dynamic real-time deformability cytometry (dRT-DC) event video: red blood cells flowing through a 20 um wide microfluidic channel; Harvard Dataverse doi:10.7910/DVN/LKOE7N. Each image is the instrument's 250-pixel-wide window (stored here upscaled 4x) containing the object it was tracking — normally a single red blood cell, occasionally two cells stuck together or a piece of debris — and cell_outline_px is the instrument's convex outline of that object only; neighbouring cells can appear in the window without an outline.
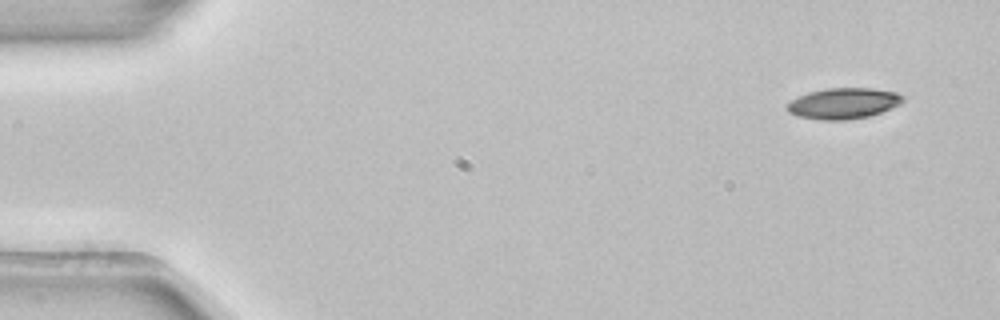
{"species": "common noctule bat (a hibernating species)", "species_latin": "Nyctalus noctula", "temperature_condition": "room temperature", "stored_images_in_passage": 3, "camera_frame_rate_fps": 3000, "um_per_image_px": 0.085, "animal": {"sex": "female", "body_mass_g": 22.7, "forearm_length_mm": 54.2}, "frame": {"image": 1, "passage_image": 1, "time_ms": 0.0, "image_size_px": [1000, 320], "cell_outline_px": [[904, 100], [900, 104], [880, 112], [868, 116], [848, 120], [820, 120], [796, 116], [788, 112], [784, 108], [792, 100], [808, 92], [828, 88], [872, 88], [896, 92], [904, 96]], "centroid_in_image_um": [71.67, 8.79], "position_along_channel_um": 13.3, "area_um2": 20.87}}